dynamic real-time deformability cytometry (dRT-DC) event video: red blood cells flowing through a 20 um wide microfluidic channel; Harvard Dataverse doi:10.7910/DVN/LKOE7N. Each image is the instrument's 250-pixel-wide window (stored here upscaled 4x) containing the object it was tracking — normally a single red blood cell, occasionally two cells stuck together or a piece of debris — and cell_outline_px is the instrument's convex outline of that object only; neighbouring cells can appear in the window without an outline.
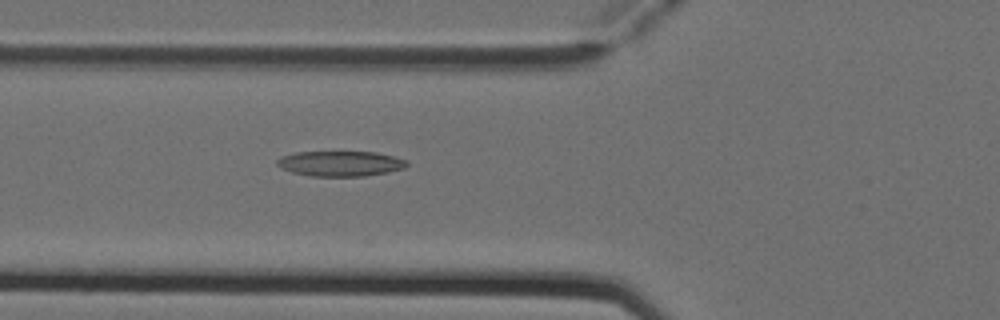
{"species": "Egyptian fruit bat (a non-hibernating species)", "species_latin": "Rousettus aegyptiacus", "temperature_condition": "cold", "stored_images_in_passage": 5, "camera_frame_rate_fps": 3000, "um_per_image_px": 0.085, "animal": {"sex": "female"}, "frame": {"image": 1, "passage_image": 5, "time_ms": 1.333, "image_size_px": [1000, 320], "cell_outline_px": [[408, 164], [404, 168], [388, 172], [364, 176], [312, 176], [292, 172], [280, 168], [276, 164], [276, 160], [280, 156], [296, 152], [376, 152], [408, 160]], "centroid_in_image_um": [28.91, 13.9], "position_along_channel_um": 96.9, "area_um2": 19.13}}